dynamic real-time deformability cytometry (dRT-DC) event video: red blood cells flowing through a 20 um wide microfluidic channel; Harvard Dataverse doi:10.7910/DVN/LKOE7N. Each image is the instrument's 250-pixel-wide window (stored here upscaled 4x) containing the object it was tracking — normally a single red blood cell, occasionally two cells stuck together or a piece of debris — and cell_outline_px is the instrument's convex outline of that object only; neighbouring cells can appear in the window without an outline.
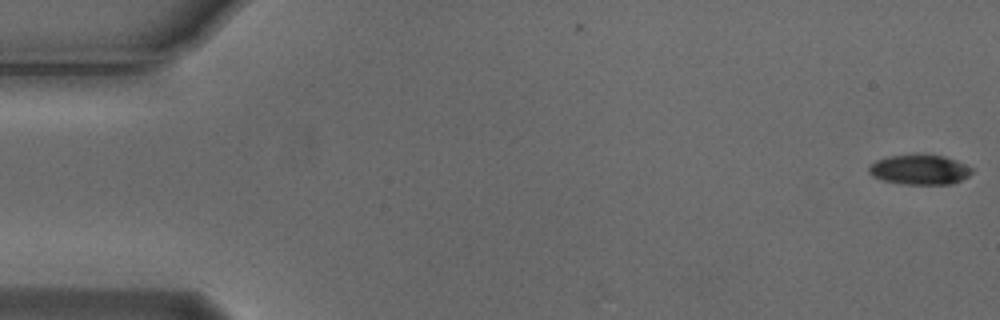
{"species": "Egyptian fruit bat (a non-hibernating species)", "species_latin": "Rousettus aegyptiacus", "temperature_condition": "cold", "stored_images_in_passage": 55, "camera_frame_rate_fps": 3000, "um_per_image_px": 0.085, "animal": {"sex": "male"}, "frame": {"image": 1, "passage_image": 1, "time_ms": 0.0, "image_size_px": [1000, 320], "cell_outline_px": [[972, 172], [968, 176], [952, 184], [904, 184], [884, 180], [872, 176], [868, 172], [868, 168], [876, 160], [888, 156], [916, 152], [924, 152], [944, 156], [956, 160], [972, 168]], "centroid_in_image_um": [78.16, 14.37], "position_along_channel_um": 6.8, "area_um2": 18.38}}
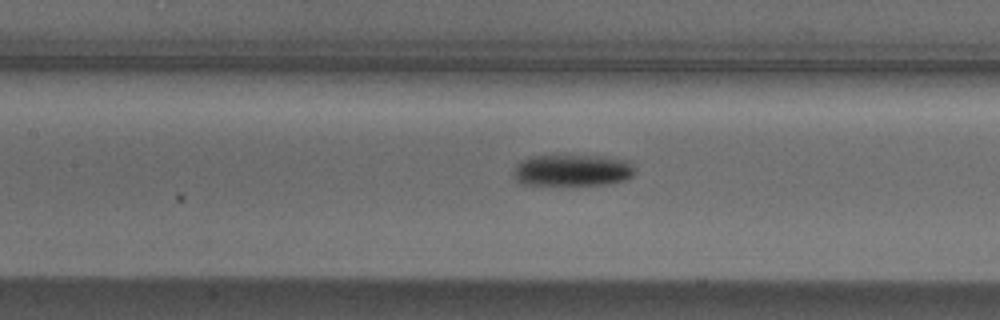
{"frame": {"image": 2, "passage_image": 25, "time_ms": 8.0, "image_size_px": [1000, 320], "cell_outline_px": [[636, 172], [632, 176], [624, 180], [608, 184], [520, 184], [516, 180], [516, 164], [520, 160], [532, 156], [560, 152], [604, 156], [632, 160]], "centroid_in_image_um": [48.71, 14.4], "position_along_channel_um": 158.7, "area_um2": 23.35}}
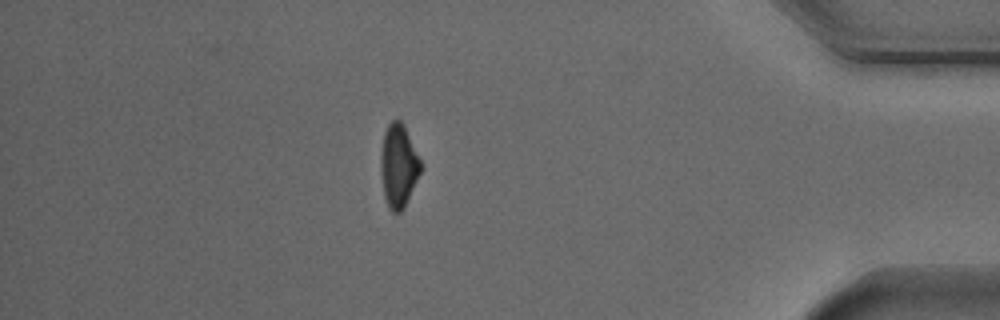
{"frame": {"image": 3, "passage_image": 48, "time_ms": 15.667, "image_size_px": [1000, 320], "cell_outline_px": [[424, 168], [404, 208], [400, 212], [392, 212], [388, 208], [384, 196], [380, 172], [380, 156], [384, 132], [388, 124], [392, 120], [400, 120], [404, 124]], "centroid_in_image_um": [33.88, 14.11], "position_along_channel_um": 401.3, "area_um2": 19.77}, "authors_computed_cell_mechanics": {"area_um2": 20.1722, "velocity_mm_per_s": 3.7397, "shape_relaxation_time_tau1_ms": 2.9349, "shape_relaxation_time_tau2_ms": null, "deformation_change_tau1": 0.1216, "deformation_change_tau2": null}}